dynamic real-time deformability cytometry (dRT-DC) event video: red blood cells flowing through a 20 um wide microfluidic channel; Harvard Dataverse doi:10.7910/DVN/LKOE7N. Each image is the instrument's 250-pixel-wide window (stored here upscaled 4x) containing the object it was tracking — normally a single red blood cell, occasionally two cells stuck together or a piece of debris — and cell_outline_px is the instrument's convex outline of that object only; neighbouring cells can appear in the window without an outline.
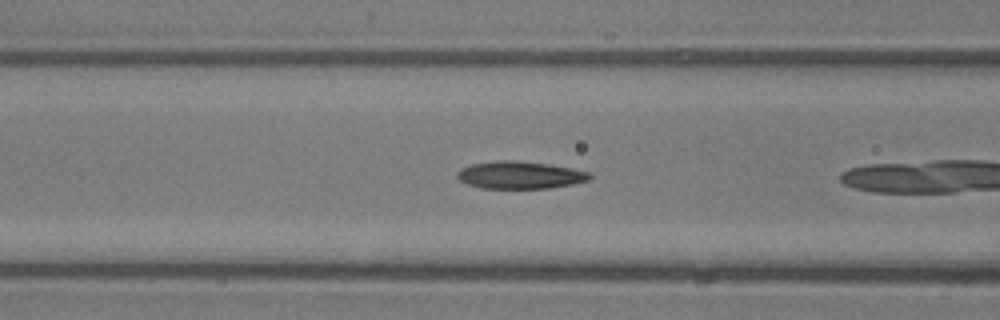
{"species": "common noctule bat (a hibernating species)", "species_latin": "Nyctalus noctula", "temperature_condition": "room temperature", "stored_images_in_passage": 6, "camera_frame_rate_fps": 3000, "um_per_image_px": 0.085, "animal": {"sex": "male", "body_mass_g": 13.3}, "frame": {"image": 1, "passage_image": 5, "time_ms": 1.333, "image_size_px": [1000, 320], "cell_outline_px": [[592, 176], [588, 180], [572, 184], [548, 188], [480, 188], [468, 184], [460, 180], [456, 176], [456, 172], [460, 168], [472, 164], [500, 160], [516, 160], [548, 164], [572, 168], [588, 172]], "centroid_in_image_um": [44.16, 14.87], "position_along_channel_um": 122.4, "area_um2": 21.1}}